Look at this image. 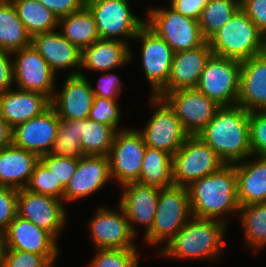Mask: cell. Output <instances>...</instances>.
<instances>
[{
  "mask_svg": "<svg viewBox=\"0 0 266 267\" xmlns=\"http://www.w3.org/2000/svg\"><path fill=\"white\" fill-rule=\"evenodd\" d=\"M249 114L241 106H221L213 119L196 135L226 164H235L252 155Z\"/></svg>",
  "mask_w": 266,
  "mask_h": 267,
  "instance_id": "cell-1",
  "label": "cell"
},
{
  "mask_svg": "<svg viewBox=\"0 0 266 267\" xmlns=\"http://www.w3.org/2000/svg\"><path fill=\"white\" fill-rule=\"evenodd\" d=\"M187 189L193 217L227 223L226 216L239 213L234 164H225L218 171L192 182Z\"/></svg>",
  "mask_w": 266,
  "mask_h": 267,
  "instance_id": "cell-2",
  "label": "cell"
},
{
  "mask_svg": "<svg viewBox=\"0 0 266 267\" xmlns=\"http://www.w3.org/2000/svg\"><path fill=\"white\" fill-rule=\"evenodd\" d=\"M228 223L192 217L161 250V257L180 259H212L224 252V237Z\"/></svg>",
  "mask_w": 266,
  "mask_h": 267,
  "instance_id": "cell-3",
  "label": "cell"
},
{
  "mask_svg": "<svg viewBox=\"0 0 266 267\" xmlns=\"http://www.w3.org/2000/svg\"><path fill=\"white\" fill-rule=\"evenodd\" d=\"M263 40V33L239 8L208 42L213 55L242 62L263 53Z\"/></svg>",
  "mask_w": 266,
  "mask_h": 267,
  "instance_id": "cell-4",
  "label": "cell"
},
{
  "mask_svg": "<svg viewBox=\"0 0 266 267\" xmlns=\"http://www.w3.org/2000/svg\"><path fill=\"white\" fill-rule=\"evenodd\" d=\"M192 217L187 187L160 189L154 223L144 242L155 247L167 243Z\"/></svg>",
  "mask_w": 266,
  "mask_h": 267,
  "instance_id": "cell-5",
  "label": "cell"
},
{
  "mask_svg": "<svg viewBox=\"0 0 266 267\" xmlns=\"http://www.w3.org/2000/svg\"><path fill=\"white\" fill-rule=\"evenodd\" d=\"M145 24L161 37L174 51L193 50L202 46L203 38L198 21L184 16L172 8H150Z\"/></svg>",
  "mask_w": 266,
  "mask_h": 267,
  "instance_id": "cell-6",
  "label": "cell"
},
{
  "mask_svg": "<svg viewBox=\"0 0 266 267\" xmlns=\"http://www.w3.org/2000/svg\"><path fill=\"white\" fill-rule=\"evenodd\" d=\"M130 0H86L85 6L92 13L100 39H134L145 25V19L132 14ZM124 38V39H123Z\"/></svg>",
  "mask_w": 266,
  "mask_h": 267,
  "instance_id": "cell-7",
  "label": "cell"
},
{
  "mask_svg": "<svg viewBox=\"0 0 266 267\" xmlns=\"http://www.w3.org/2000/svg\"><path fill=\"white\" fill-rule=\"evenodd\" d=\"M225 164L198 136H188L173 155V184L188 187L197 179L218 171Z\"/></svg>",
  "mask_w": 266,
  "mask_h": 267,
  "instance_id": "cell-8",
  "label": "cell"
},
{
  "mask_svg": "<svg viewBox=\"0 0 266 267\" xmlns=\"http://www.w3.org/2000/svg\"><path fill=\"white\" fill-rule=\"evenodd\" d=\"M154 113L144 128L138 130L147 147L174 155L189 136L168 103L158 96L149 97ZM142 129V130H141Z\"/></svg>",
  "mask_w": 266,
  "mask_h": 267,
  "instance_id": "cell-9",
  "label": "cell"
},
{
  "mask_svg": "<svg viewBox=\"0 0 266 267\" xmlns=\"http://www.w3.org/2000/svg\"><path fill=\"white\" fill-rule=\"evenodd\" d=\"M240 66V61L212 55L196 88L219 106L237 105Z\"/></svg>",
  "mask_w": 266,
  "mask_h": 267,
  "instance_id": "cell-10",
  "label": "cell"
},
{
  "mask_svg": "<svg viewBox=\"0 0 266 267\" xmlns=\"http://www.w3.org/2000/svg\"><path fill=\"white\" fill-rule=\"evenodd\" d=\"M146 147L138 129L118 131L108 155L112 180L120 186L137 182Z\"/></svg>",
  "mask_w": 266,
  "mask_h": 267,
  "instance_id": "cell-11",
  "label": "cell"
},
{
  "mask_svg": "<svg viewBox=\"0 0 266 267\" xmlns=\"http://www.w3.org/2000/svg\"><path fill=\"white\" fill-rule=\"evenodd\" d=\"M14 84L21 90L41 93L52 100L57 74L31 44L12 52Z\"/></svg>",
  "mask_w": 266,
  "mask_h": 267,
  "instance_id": "cell-12",
  "label": "cell"
},
{
  "mask_svg": "<svg viewBox=\"0 0 266 267\" xmlns=\"http://www.w3.org/2000/svg\"><path fill=\"white\" fill-rule=\"evenodd\" d=\"M173 109L189 136L197 135L221 107L197 88H183L162 97Z\"/></svg>",
  "mask_w": 266,
  "mask_h": 267,
  "instance_id": "cell-13",
  "label": "cell"
},
{
  "mask_svg": "<svg viewBox=\"0 0 266 267\" xmlns=\"http://www.w3.org/2000/svg\"><path fill=\"white\" fill-rule=\"evenodd\" d=\"M63 204L65 203L61 199L23 188L18 190L17 215L29 220L58 240L68 219Z\"/></svg>",
  "mask_w": 266,
  "mask_h": 267,
  "instance_id": "cell-14",
  "label": "cell"
},
{
  "mask_svg": "<svg viewBox=\"0 0 266 267\" xmlns=\"http://www.w3.org/2000/svg\"><path fill=\"white\" fill-rule=\"evenodd\" d=\"M134 40L141 42V63L150 84L152 96H156L168 82L174 51L146 24L137 32Z\"/></svg>",
  "mask_w": 266,
  "mask_h": 267,
  "instance_id": "cell-15",
  "label": "cell"
},
{
  "mask_svg": "<svg viewBox=\"0 0 266 267\" xmlns=\"http://www.w3.org/2000/svg\"><path fill=\"white\" fill-rule=\"evenodd\" d=\"M117 208L119 212L100 206L90 219L89 232L96 249L137 248L133 242L136 236L130 229L127 215L119 203Z\"/></svg>",
  "mask_w": 266,
  "mask_h": 267,
  "instance_id": "cell-16",
  "label": "cell"
},
{
  "mask_svg": "<svg viewBox=\"0 0 266 267\" xmlns=\"http://www.w3.org/2000/svg\"><path fill=\"white\" fill-rule=\"evenodd\" d=\"M59 124V117L55 109L50 106L41 115L13 128L12 143L39 157L49 154L55 142Z\"/></svg>",
  "mask_w": 266,
  "mask_h": 267,
  "instance_id": "cell-17",
  "label": "cell"
},
{
  "mask_svg": "<svg viewBox=\"0 0 266 267\" xmlns=\"http://www.w3.org/2000/svg\"><path fill=\"white\" fill-rule=\"evenodd\" d=\"M111 179L108 156H81L75 174L64 190L63 202L71 203L93 195Z\"/></svg>",
  "mask_w": 266,
  "mask_h": 267,
  "instance_id": "cell-18",
  "label": "cell"
},
{
  "mask_svg": "<svg viewBox=\"0 0 266 267\" xmlns=\"http://www.w3.org/2000/svg\"><path fill=\"white\" fill-rule=\"evenodd\" d=\"M63 86L56 89L51 100L59 118L67 120L87 119L92 107L94 94L91 82L80 72L78 75H66Z\"/></svg>",
  "mask_w": 266,
  "mask_h": 267,
  "instance_id": "cell-19",
  "label": "cell"
},
{
  "mask_svg": "<svg viewBox=\"0 0 266 267\" xmlns=\"http://www.w3.org/2000/svg\"><path fill=\"white\" fill-rule=\"evenodd\" d=\"M123 193L118 203L124 209L130 229L137 236L135 224L145 226L146 235L153 226L160 188L130 182L121 186Z\"/></svg>",
  "mask_w": 266,
  "mask_h": 267,
  "instance_id": "cell-20",
  "label": "cell"
},
{
  "mask_svg": "<svg viewBox=\"0 0 266 267\" xmlns=\"http://www.w3.org/2000/svg\"><path fill=\"white\" fill-rule=\"evenodd\" d=\"M5 233L7 249L44 255L55 264L60 251L57 240L47 231L17 215Z\"/></svg>",
  "mask_w": 266,
  "mask_h": 267,
  "instance_id": "cell-21",
  "label": "cell"
},
{
  "mask_svg": "<svg viewBox=\"0 0 266 267\" xmlns=\"http://www.w3.org/2000/svg\"><path fill=\"white\" fill-rule=\"evenodd\" d=\"M213 55L209 42L193 49L174 53L167 85L156 95L183 88H196L208 59Z\"/></svg>",
  "mask_w": 266,
  "mask_h": 267,
  "instance_id": "cell-22",
  "label": "cell"
},
{
  "mask_svg": "<svg viewBox=\"0 0 266 267\" xmlns=\"http://www.w3.org/2000/svg\"><path fill=\"white\" fill-rule=\"evenodd\" d=\"M57 31L36 34L31 44L57 75L65 69L70 70L69 75L80 74L82 51Z\"/></svg>",
  "mask_w": 266,
  "mask_h": 267,
  "instance_id": "cell-23",
  "label": "cell"
},
{
  "mask_svg": "<svg viewBox=\"0 0 266 267\" xmlns=\"http://www.w3.org/2000/svg\"><path fill=\"white\" fill-rule=\"evenodd\" d=\"M237 105L248 112L266 110V55L241 62Z\"/></svg>",
  "mask_w": 266,
  "mask_h": 267,
  "instance_id": "cell-24",
  "label": "cell"
},
{
  "mask_svg": "<svg viewBox=\"0 0 266 267\" xmlns=\"http://www.w3.org/2000/svg\"><path fill=\"white\" fill-rule=\"evenodd\" d=\"M51 106V100L38 92L10 89L0 94V115L13 129Z\"/></svg>",
  "mask_w": 266,
  "mask_h": 267,
  "instance_id": "cell-25",
  "label": "cell"
},
{
  "mask_svg": "<svg viewBox=\"0 0 266 267\" xmlns=\"http://www.w3.org/2000/svg\"><path fill=\"white\" fill-rule=\"evenodd\" d=\"M40 157L13 143L0 149V187L26 188Z\"/></svg>",
  "mask_w": 266,
  "mask_h": 267,
  "instance_id": "cell-26",
  "label": "cell"
},
{
  "mask_svg": "<svg viewBox=\"0 0 266 267\" xmlns=\"http://www.w3.org/2000/svg\"><path fill=\"white\" fill-rule=\"evenodd\" d=\"M130 48L127 42L98 39L82 50L81 69L100 73L119 69L132 60Z\"/></svg>",
  "mask_w": 266,
  "mask_h": 267,
  "instance_id": "cell-27",
  "label": "cell"
},
{
  "mask_svg": "<svg viewBox=\"0 0 266 267\" xmlns=\"http://www.w3.org/2000/svg\"><path fill=\"white\" fill-rule=\"evenodd\" d=\"M255 157L234 164L240 206L266 202V157Z\"/></svg>",
  "mask_w": 266,
  "mask_h": 267,
  "instance_id": "cell-28",
  "label": "cell"
},
{
  "mask_svg": "<svg viewBox=\"0 0 266 267\" xmlns=\"http://www.w3.org/2000/svg\"><path fill=\"white\" fill-rule=\"evenodd\" d=\"M58 30L81 51L100 39L94 17L86 6L60 18Z\"/></svg>",
  "mask_w": 266,
  "mask_h": 267,
  "instance_id": "cell-29",
  "label": "cell"
},
{
  "mask_svg": "<svg viewBox=\"0 0 266 267\" xmlns=\"http://www.w3.org/2000/svg\"><path fill=\"white\" fill-rule=\"evenodd\" d=\"M173 156L162 150L146 147L138 183L168 188L173 186Z\"/></svg>",
  "mask_w": 266,
  "mask_h": 267,
  "instance_id": "cell-30",
  "label": "cell"
},
{
  "mask_svg": "<svg viewBox=\"0 0 266 267\" xmlns=\"http://www.w3.org/2000/svg\"><path fill=\"white\" fill-rule=\"evenodd\" d=\"M31 36L10 0H0V50L13 52L31 45Z\"/></svg>",
  "mask_w": 266,
  "mask_h": 267,
  "instance_id": "cell-31",
  "label": "cell"
},
{
  "mask_svg": "<svg viewBox=\"0 0 266 267\" xmlns=\"http://www.w3.org/2000/svg\"><path fill=\"white\" fill-rule=\"evenodd\" d=\"M31 38L58 29V19L37 0H10Z\"/></svg>",
  "mask_w": 266,
  "mask_h": 267,
  "instance_id": "cell-32",
  "label": "cell"
},
{
  "mask_svg": "<svg viewBox=\"0 0 266 267\" xmlns=\"http://www.w3.org/2000/svg\"><path fill=\"white\" fill-rule=\"evenodd\" d=\"M245 238V247L253 252L266 247V202L241 205L238 214Z\"/></svg>",
  "mask_w": 266,
  "mask_h": 267,
  "instance_id": "cell-33",
  "label": "cell"
},
{
  "mask_svg": "<svg viewBox=\"0 0 266 267\" xmlns=\"http://www.w3.org/2000/svg\"><path fill=\"white\" fill-rule=\"evenodd\" d=\"M117 131L97 121L80 119L81 148L84 155L108 156Z\"/></svg>",
  "mask_w": 266,
  "mask_h": 267,
  "instance_id": "cell-34",
  "label": "cell"
},
{
  "mask_svg": "<svg viewBox=\"0 0 266 267\" xmlns=\"http://www.w3.org/2000/svg\"><path fill=\"white\" fill-rule=\"evenodd\" d=\"M240 8V0H210L198 20L203 38L208 41Z\"/></svg>",
  "mask_w": 266,
  "mask_h": 267,
  "instance_id": "cell-35",
  "label": "cell"
},
{
  "mask_svg": "<svg viewBox=\"0 0 266 267\" xmlns=\"http://www.w3.org/2000/svg\"><path fill=\"white\" fill-rule=\"evenodd\" d=\"M59 122L57 136L49 154L78 159L85 156L81 148L80 119L59 118Z\"/></svg>",
  "mask_w": 266,
  "mask_h": 267,
  "instance_id": "cell-36",
  "label": "cell"
},
{
  "mask_svg": "<svg viewBox=\"0 0 266 267\" xmlns=\"http://www.w3.org/2000/svg\"><path fill=\"white\" fill-rule=\"evenodd\" d=\"M87 267H138L139 253L136 248H101Z\"/></svg>",
  "mask_w": 266,
  "mask_h": 267,
  "instance_id": "cell-37",
  "label": "cell"
},
{
  "mask_svg": "<svg viewBox=\"0 0 266 267\" xmlns=\"http://www.w3.org/2000/svg\"><path fill=\"white\" fill-rule=\"evenodd\" d=\"M26 189L42 195H48L63 200L65 187L57 181L54 174L40 160L31 174Z\"/></svg>",
  "mask_w": 266,
  "mask_h": 267,
  "instance_id": "cell-38",
  "label": "cell"
},
{
  "mask_svg": "<svg viewBox=\"0 0 266 267\" xmlns=\"http://www.w3.org/2000/svg\"><path fill=\"white\" fill-rule=\"evenodd\" d=\"M118 105V100L94 96L88 118L113 127L118 132L122 130L119 128L122 112Z\"/></svg>",
  "mask_w": 266,
  "mask_h": 267,
  "instance_id": "cell-39",
  "label": "cell"
},
{
  "mask_svg": "<svg viewBox=\"0 0 266 267\" xmlns=\"http://www.w3.org/2000/svg\"><path fill=\"white\" fill-rule=\"evenodd\" d=\"M249 135L252 155L266 157V110L250 112Z\"/></svg>",
  "mask_w": 266,
  "mask_h": 267,
  "instance_id": "cell-40",
  "label": "cell"
},
{
  "mask_svg": "<svg viewBox=\"0 0 266 267\" xmlns=\"http://www.w3.org/2000/svg\"><path fill=\"white\" fill-rule=\"evenodd\" d=\"M40 160L51 171V173L54 174L57 181H60V183L66 188L75 174L79 159L45 154L40 157Z\"/></svg>",
  "mask_w": 266,
  "mask_h": 267,
  "instance_id": "cell-41",
  "label": "cell"
},
{
  "mask_svg": "<svg viewBox=\"0 0 266 267\" xmlns=\"http://www.w3.org/2000/svg\"><path fill=\"white\" fill-rule=\"evenodd\" d=\"M0 267H53V264L44 255L7 249Z\"/></svg>",
  "mask_w": 266,
  "mask_h": 267,
  "instance_id": "cell-42",
  "label": "cell"
},
{
  "mask_svg": "<svg viewBox=\"0 0 266 267\" xmlns=\"http://www.w3.org/2000/svg\"><path fill=\"white\" fill-rule=\"evenodd\" d=\"M17 196L18 190L0 187V231L6 232L17 216Z\"/></svg>",
  "mask_w": 266,
  "mask_h": 267,
  "instance_id": "cell-43",
  "label": "cell"
},
{
  "mask_svg": "<svg viewBox=\"0 0 266 267\" xmlns=\"http://www.w3.org/2000/svg\"><path fill=\"white\" fill-rule=\"evenodd\" d=\"M121 87L122 83L119 77H117L115 73H111V71H105L103 75H101L96 88L91 83V89L94 96L106 99L118 100L120 92L122 91Z\"/></svg>",
  "mask_w": 266,
  "mask_h": 267,
  "instance_id": "cell-44",
  "label": "cell"
},
{
  "mask_svg": "<svg viewBox=\"0 0 266 267\" xmlns=\"http://www.w3.org/2000/svg\"><path fill=\"white\" fill-rule=\"evenodd\" d=\"M240 8L264 35L266 33V0H240Z\"/></svg>",
  "mask_w": 266,
  "mask_h": 267,
  "instance_id": "cell-45",
  "label": "cell"
},
{
  "mask_svg": "<svg viewBox=\"0 0 266 267\" xmlns=\"http://www.w3.org/2000/svg\"><path fill=\"white\" fill-rule=\"evenodd\" d=\"M49 9L59 20L66 15L77 12L85 6L86 0H37Z\"/></svg>",
  "mask_w": 266,
  "mask_h": 267,
  "instance_id": "cell-46",
  "label": "cell"
},
{
  "mask_svg": "<svg viewBox=\"0 0 266 267\" xmlns=\"http://www.w3.org/2000/svg\"><path fill=\"white\" fill-rule=\"evenodd\" d=\"M170 1L168 7L174 11L199 20L204 7L209 3L210 0H168Z\"/></svg>",
  "mask_w": 266,
  "mask_h": 267,
  "instance_id": "cell-47",
  "label": "cell"
},
{
  "mask_svg": "<svg viewBox=\"0 0 266 267\" xmlns=\"http://www.w3.org/2000/svg\"><path fill=\"white\" fill-rule=\"evenodd\" d=\"M14 69L12 52L0 50V94L13 88Z\"/></svg>",
  "mask_w": 266,
  "mask_h": 267,
  "instance_id": "cell-48",
  "label": "cell"
},
{
  "mask_svg": "<svg viewBox=\"0 0 266 267\" xmlns=\"http://www.w3.org/2000/svg\"><path fill=\"white\" fill-rule=\"evenodd\" d=\"M12 131L10 125L0 115V149L12 143Z\"/></svg>",
  "mask_w": 266,
  "mask_h": 267,
  "instance_id": "cell-49",
  "label": "cell"
},
{
  "mask_svg": "<svg viewBox=\"0 0 266 267\" xmlns=\"http://www.w3.org/2000/svg\"><path fill=\"white\" fill-rule=\"evenodd\" d=\"M7 252L6 233L0 231V266Z\"/></svg>",
  "mask_w": 266,
  "mask_h": 267,
  "instance_id": "cell-50",
  "label": "cell"
},
{
  "mask_svg": "<svg viewBox=\"0 0 266 267\" xmlns=\"http://www.w3.org/2000/svg\"><path fill=\"white\" fill-rule=\"evenodd\" d=\"M263 54L266 55V33L264 34V40H263Z\"/></svg>",
  "mask_w": 266,
  "mask_h": 267,
  "instance_id": "cell-51",
  "label": "cell"
}]
</instances>
